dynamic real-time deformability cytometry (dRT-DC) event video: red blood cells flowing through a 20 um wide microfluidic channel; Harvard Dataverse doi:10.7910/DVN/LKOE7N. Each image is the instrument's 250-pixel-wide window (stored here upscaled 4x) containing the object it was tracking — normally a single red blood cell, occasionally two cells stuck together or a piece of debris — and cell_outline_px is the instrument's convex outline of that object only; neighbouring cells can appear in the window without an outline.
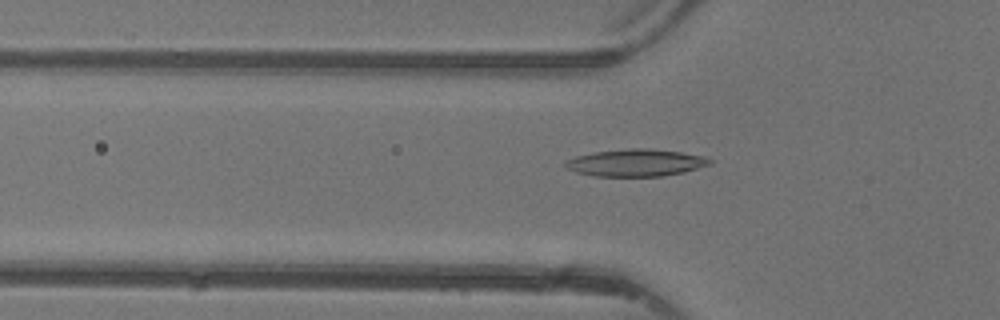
{"species": "common noctule bat (a hibernating species)", "species_latin": "Nyctalus noctula", "temperature_condition": "warm", "stored_images_in_passage": 47, "camera_frame_rate_fps": 3000, "um_per_image_px": 0.085, "animal": {"sex": "female"}, "frame": {"image": 1, "passage_image": 16, "time_ms": 5.0, "image_size_px": [1000, 320], "cell_outline_px": [[712, 164], [684, 172], [664, 176], [592, 176], [576, 172], [568, 168], [564, 164], [564, 160], [576, 156], [592, 152], [628, 148], [644, 148], [680, 152], [704, 156], [712, 160]], "centroid_in_image_um": [54.03, 13.83], "position_along_channel_um": 71.8, "area_um2": 22.95}}
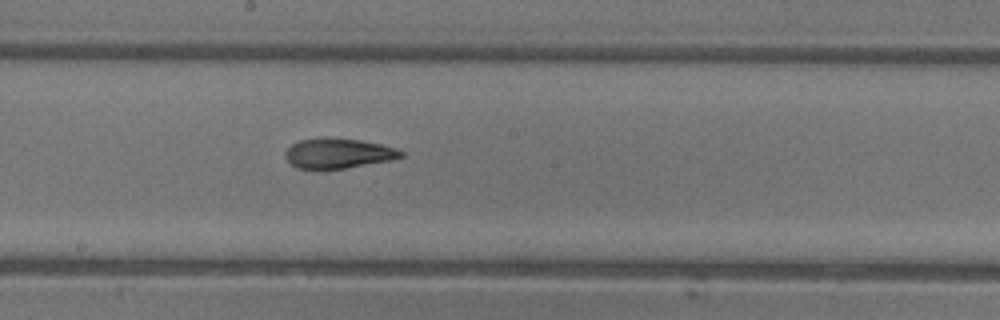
{"frame": {"image": 2, "passage_image": 26, "time_ms": 8.333, "image_size_px": [1000, 320], "cell_outline_px": [[404, 156], [392, 160], [344, 168], [296, 168], [284, 156], [284, 152], [292, 144], [300, 140], [360, 140], [380, 144], [396, 148], [404, 152]], "centroid_in_image_um": [28.79, 13.06], "position_along_channel_um": 219.4, "area_um2": 19.36}}
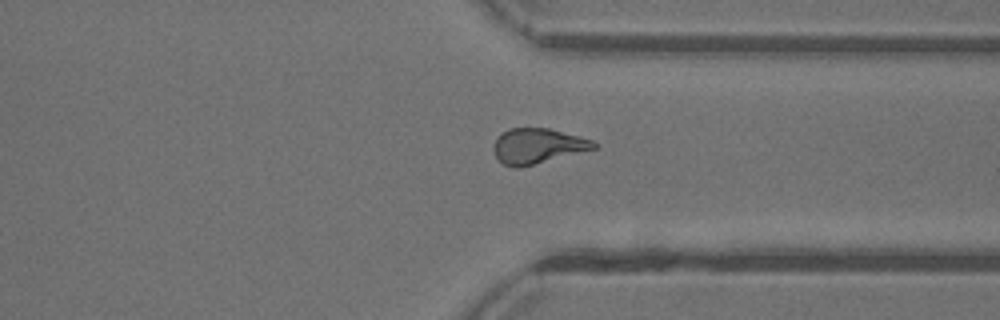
{"frame": {"image": 3, "passage_image": 36, "time_ms": 11.667, "image_size_px": [1000, 320], "cell_outline_px": [[600, 148], [516, 168], [512, 168], [504, 164], [496, 156], [492, 148], [496, 136], [508, 128], [548, 128], [580, 136], [592, 140], [600, 144]], "centroid_in_image_um": [45.72, 12.39], "position_along_channel_um": 365.7, "area_um2": 20.75}, "authors_computed_cell_mechanics": {"area_um2": 21.3282, "velocity_mm_per_s": 4.3918, "shape_relaxation_time_tau1_ms": 4.8131, "shape_relaxation_time_tau2_ms": 2.2505, "deformation_change_tau1": 0.1968, "deformation_change_tau2": 0.1095}}